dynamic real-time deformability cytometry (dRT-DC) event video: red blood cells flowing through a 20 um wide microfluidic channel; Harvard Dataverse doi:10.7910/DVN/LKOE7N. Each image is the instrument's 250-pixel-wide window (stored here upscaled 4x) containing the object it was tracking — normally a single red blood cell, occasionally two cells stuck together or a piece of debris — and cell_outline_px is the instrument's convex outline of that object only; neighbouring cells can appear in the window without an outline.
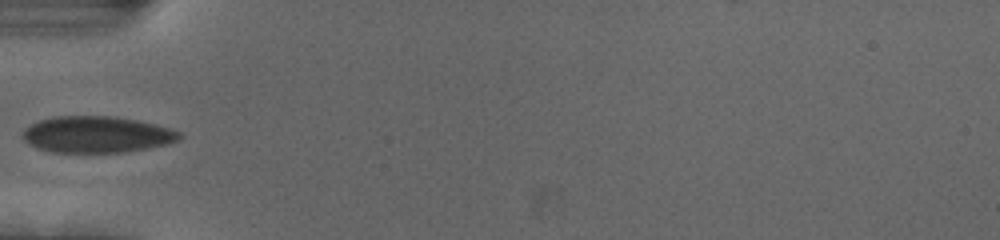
{"species": "human", "species_latin": "Homo sapiens", "temperature_condition": "cold", "stored_images_in_passage": 5, "camera_frame_rate_fps": 3000, "um_per_image_px": 0.085, "donor": {"sex": "female"}, "frame": {"image": 1, "passage_image": 1, "time_ms": 0.0, "image_size_px": [1000, 240], "cell_outline_px": [[184, 136], [180, 140], [168, 144], [124, 152], [52, 152], [36, 148], [28, 144], [20, 136], [24, 128], [40, 120], [52, 116], [112, 116], [136, 120], [156, 124], [180, 132]], "centroid_in_image_um": [8.2, 11.43], "position_along_channel_um": 76.8, "area_um2": 33.47}}